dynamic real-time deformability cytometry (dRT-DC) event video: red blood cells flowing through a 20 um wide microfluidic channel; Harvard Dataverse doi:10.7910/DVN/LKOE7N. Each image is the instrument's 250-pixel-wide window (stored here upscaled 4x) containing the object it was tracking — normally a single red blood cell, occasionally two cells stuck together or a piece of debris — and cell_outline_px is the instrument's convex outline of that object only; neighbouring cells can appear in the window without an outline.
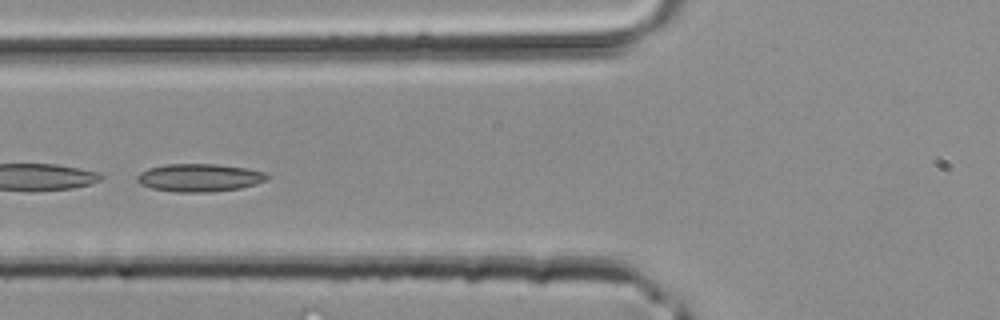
{"species": "common noctule bat (a hibernating species)", "species_latin": "Nyctalus noctula", "temperature_condition": "room temperature", "stored_images_in_passage": 38, "camera_frame_rate_fps": 3000, "um_per_image_px": 0.085, "animal": {"sex": "male", "body_mass_g": 20.4}, "frame": {"image": 1, "passage_image": 15, "time_ms": 4.667, "image_size_px": [1000, 320], "cell_outline_px": [[272, 176], [268, 180], [256, 184], [240, 188], [208, 192], [176, 192], [152, 188], [140, 184], [136, 180], [136, 176], [140, 172], [148, 168], [164, 164], [216, 164], [244, 168], [264, 172]], "centroid_in_image_um": [16.95, 15.1], "position_along_channel_um": 108.9, "area_um2": 21.21}}
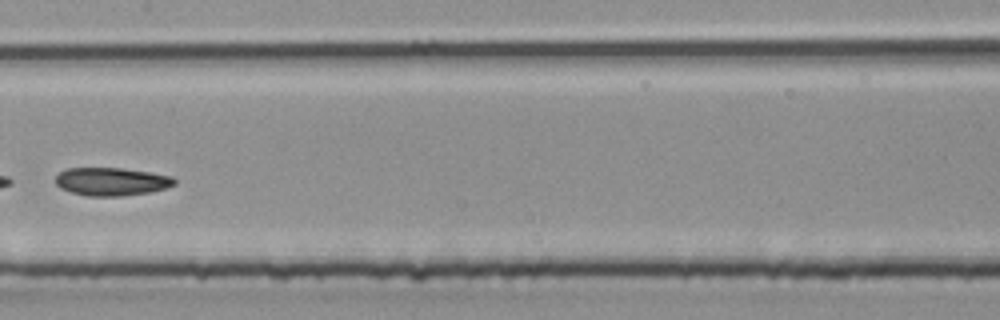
{"frame": {"image": 2, "passage_image": 20, "time_ms": 6.333, "image_size_px": [1000, 320], "cell_outline_px": [[176, 184], [164, 188], [148, 192], [120, 196], [88, 196], [72, 192], [60, 188], [56, 184], [56, 176], [60, 172], [68, 168], [120, 168], [148, 172], [172, 176], [176, 180]], "centroid_in_image_um": [9.46, 15.43], "position_along_channel_um": 197.9, "area_um2": 19.25}}
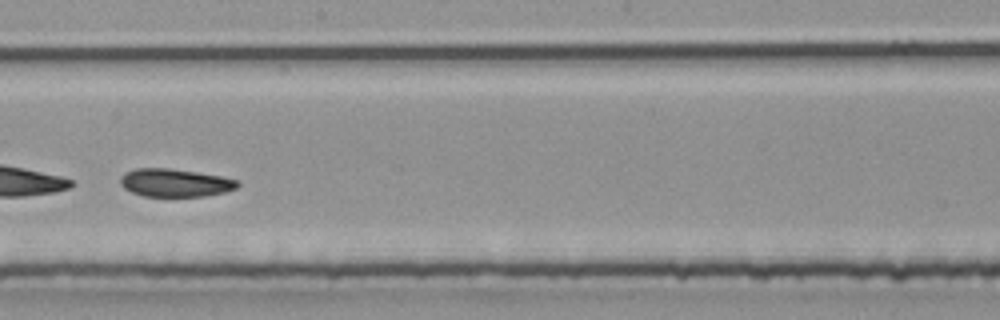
{"frame": {"image": 3, "passage_image": 22, "time_ms": 7.0, "image_size_px": [1000, 320], "cell_outline_px": [[240, 184], [236, 188], [224, 192], [204, 196], [144, 196], [132, 192], [124, 188], [120, 184], [120, 176], [124, 172], [136, 168], [168, 168], [196, 172], [220, 176], [240, 180]], "centroid_in_image_um": [14.86, 15.53], "position_along_channel_um": 233.3, "area_um2": 19.13}}